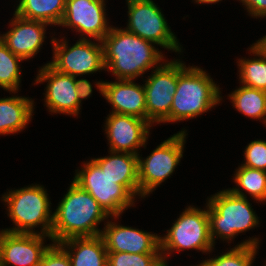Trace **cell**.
Returning <instances> with one entry per match:
<instances>
[{"label": "cell", "instance_id": "obj_1", "mask_svg": "<svg viewBox=\"0 0 266 266\" xmlns=\"http://www.w3.org/2000/svg\"><path fill=\"white\" fill-rule=\"evenodd\" d=\"M104 64L116 79L134 80L163 61V54L146 41L126 29L111 28L101 41Z\"/></svg>", "mask_w": 266, "mask_h": 266}, {"label": "cell", "instance_id": "obj_2", "mask_svg": "<svg viewBox=\"0 0 266 266\" xmlns=\"http://www.w3.org/2000/svg\"><path fill=\"white\" fill-rule=\"evenodd\" d=\"M108 217L99 203L73 181L53 213L51 240L60 243L72 237L99 236L97 225Z\"/></svg>", "mask_w": 266, "mask_h": 266}, {"label": "cell", "instance_id": "obj_3", "mask_svg": "<svg viewBox=\"0 0 266 266\" xmlns=\"http://www.w3.org/2000/svg\"><path fill=\"white\" fill-rule=\"evenodd\" d=\"M220 89L203 69L177 61V89L173 95L170 122L195 118L221 100Z\"/></svg>", "mask_w": 266, "mask_h": 266}, {"label": "cell", "instance_id": "obj_4", "mask_svg": "<svg viewBox=\"0 0 266 266\" xmlns=\"http://www.w3.org/2000/svg\"><path fill=\"white\" fill-rule=\"evenodd\" d=\"M2 198L8 206V216L16 226L4 231L38 234L33 228L42 224L40 234L51 237L53 214L51 215V203L44 187L38 184L11 190Z\"/></svg>", "mask_w": 266, "mask_h": 266}, {"label": "cell", "instance_id": "obj_5", "mask_svg": "<svg viewBox=\"0 0 266 266\" xmlns=\"http://www.w3.org/2000/svg\"><path fill=\"white\" fill-rule=\"evenodd\" d=\"M208 217L213 244L218 236L229 241L236 234L259 224L248 199L232 193L229 189L208 199Z\"/></svg>", "mask_w": 266, "mask_h": 266}, {"label": "cell", "instance_id": "obj_6", "mask_svg": "<svg viewBox=\"0 0 266 266\" xmlns=\"http://www.w3.org/2000/svg\"><path fill=\"white\" fill-rule=\"evenodd\" d=\"M206 207L207 210H199L188 206L171 229L167 230V235L160 237V250L166 266L168 265L165 259L166 255H170L169 251L180 252L185 249H196L202 252H211L214 245L210 236L208 203ZM164 254L166 255L164 256Z\"/></svg>", "mask_w": 266, "mask_h": 266}, {"label": "cell", "instance_id": "obj_7", "mask_svg": "<svg viewBox=\"0 0 266 266\" xmlns=\"http://www.w3.org/2000/svg\"><path fill=\"white\" fill-rule=\"evenodd\" d=\"M73 181L87 191L110 217L117 218L125 209L133 206L135 197L110 178L93 159L84 164Z\"/></svg>", "mask_w": 266, "mask_h": 266}, {"label": "cell", "instance_id": "obj_8", "mask_svg": "<svg viewBox=\"0 0 266 266\" xmlns=\"http://www.w3.org/2000/svg\"><path fill=\"white\" fill-rule=\"evenodd\" d=\"M186 131L164 140L153 152L142 159L138 155L139 196L145 197L166 180L183 157Z\"/></svg>", "mask_w": 266, "mask_h": 266}, {"label": "cell", "instance_id": "obj_9", "mask_svg": "<svg viewBox=\"0 0 266 266\" xmlns=\"http://www.w3.org/2000/svg\"><path fill=\"white\" fill-rule=\"evenodd\" d=\"M127 5L129 16L125 28L127 31L166 49L181 52L175 35L154 1L127 0Z\"/></svg>", "mask_w": 266, "mask_h": 266}, {"label": "cell", "instance_id": "obj_10", "mask_svg": "<svg viewBox=\"0 0 266 266\" xmlns=\"http://www.w3.org/2000/svg\"><path fill=\"white\" fill-rule=\"evenodd\" d=\"M81 36L72 47H68L66 40H51L54 56L49 64L58 72L77 77L105 69L101 41L100 44L93 43L82 34Z\"/></svg>", "mask_w": 266, "mask_h": 266}, {"label": "cell", "instance_id": "obj_11", "mask_svg": "<svg viewBox=\"0 0 266 266\" xmlns=\"http://www.w3.org/2000/svg\"><path fill=\"white\" fill-rule=\"evenodd\" d=\"M145 81L147 121L170 122L173 95L177 89V60L156 65V70Z\"/></svg>", "mask_w": 266, "mask_h": 266}, {"label": "cell", "instance_id": "obj_12", "mask_svg": "<svg viewBox=\"0 0 266 266\" xmlns=\"http://www.w3.org/2000/svg\"><path fill=\"white\" fill-rule=\"evenodd\" d=\"M105 5L104 0H66L60 26L74 28L76 32L102 41L112 28L107 24Z\"/></svg>", "mask_w": 266, "mask_h": 266}, {"label": "cell", "instance_id": "obj_13", "mask_svg": "<svg viewBox=\"0 0 266 266\" xmlns=\"http://www.w3.org/2000/svg\"><path fill=\"white\" fill-rule=\"evenodd\" d=\"M35 81L36 84L48 82L44 99L50 112L78 115L81 105L76 93V77L58 72L47 63Z\"/></svg>", "mask_w": 266, "mask_h": 266}, {"label": "cell", "instance_id": "obj_14", "mask_svg": "<svg viewBox=\"0 0 266 266\" xmlns=\"http://www.w3.org/2000/svg\"><path fill=\"white\" fill-rule=\"evenodd\" d=\"M105 127L110 151L139 155L137 150L145 147L151 124L132 115L110 113Z\"/></svg>", "mask_w": 266, "mask_h": 266}, {"label": "cell", "instance_id": "obj_15", "mask_svg": "<svg viewBox=\"0 0 266 266\" xmlns=\"http://www.w3.org/2000/svg\"><path fill=\"white\" fill-rule=\"evenodd\" d=\"M44 237L50 236L0 231L1 266H39L50 245L43 246Z\"/></svg>", "mask_w": 266, "mask_h": 266}, {"label": "cell", "instance_id": "obj_16", "mask_svg": "<svg viewBox=\"0 0 266 266\" xmlns=\"http://www.w3.org/2000/svg\"><path fill=\"white\" fill-rule=\"evenodd\" d=\"M100 236L107 252L161 253L160 236L115 222L108 221Z\"/></svg>", "mask_w": 266, "mask_h": 266}, {"label": "cell", "instance_id": "obj_17", "mask_svg": "<svg viewBox=\"0 0 266 266\" xmlns=\"http://www.w3.org/2000/svg\"><path fill=\"white\" fill-rule=\"evenodd\" d=\"M130 79H118L115 82H97L96 86L113 107L112 113L132 115L147 120L146 93Z\"/></svg>", "mask_w": 266, "mask_h": 266}, {"label": "cell", "instance_id": "obj_18", "mask_svg": "<svg viewBox=\"0 0 266 266\" xmlns=\"http://www.w3.org/2000/svg\"><path fill=\"white\" fill-rule=\"evenodd\" d=\"M45 22L28 20L14 13L12 29L0 36V40L16 56L23 60L35 56L41 48L45 37Z\"/></svg>", "mask_w": 266, "mask_h": 266}, {"label": "cell", "instance_id": "obj_19", "mask_svg": "<svg viewBox=\"0 0 266 266\" xmlns=\"http://www.w3.org/2000/svg\"><path fill=\"white\" fill-rule=\"evenodd\" d=\"M93 160L116 183L123 185L134 197L139 196L138 155L110 151L109 156Z\"/></svg>", "mask_w": 266, "mask_h": 266}, {"label": "cell", "instance_id": "obj_20", "mask_svg": "<svg viewBox=\"0 0 266 266\" xmlns=\"http://www.w3.org/2000/svg\"><path fill=\"white\" fill-rule=\"evenodd\" d=\"M58 244L67 252L72 266H107L108 252L100 235L72 237Z\"/></svg>", "mask_w": 266, "mask_h": 266}, {"label": "cell", "instance_id": "obj_21", "mask_svg": "<svg viewBox=\"0 0 266 266\" xmlns=\"http://www.w3.org/2000/svg\"><path fill=\"white\" fill-rule=\"evenodd\" d=\"M33 100L13 96L0 99V134H14L22 131L31 121Z\"/></svg>", "mask_w": 266, "mask_h": 266}, {"label": "cell", "instance_id": "obj_22", "mask_svg": "<svg viewBox=\"0 0 266 266\" xmlns=\"http://www.w3.org/2000/svg\"><path fill=\"white\" fill-rule=\"evenodd\" d=\"M66 0H20L15 13L28 20L60 25Z\"/></svg>", "mask_w": 266, "mask_h": 266}, {"label": "cell", "instance_id": "obj_23", "mask_svg": "<svg viewBox=\"0 0 266 266\" xmlns=\"http://www.w3.org/2000/svg\"><path fill=\"white\" fill-rule=\"evenodd\" d=\"M251 46L250 53L260 58L239 59L240 83L247 87L266 91V46L261 40Z\"/></svg>", "mask_w": 266, "mask_h": 266}, {"label": "cell", "instance_id": "obj_24", "mask_svg": "<svg viewBox=\"0 0 266 266\" xmlns=\"http://www.w3.org/2000/svg\"><path fill=\"white\" fill-rule=\"evenodd\" d=\"M229 97L233 107L243 115L252 119H262L266 123V91L242 85Z\"/></svg>", "mask_w": 266, "mask_h": 266}, {"label": "cell", "instance_id": "obj_25", "mask_svg": "<svg viewBox=\"0 0 266 266\" xmlns=\"http://www.w3.org/2000/svg\"><path fill=\"white\" fill-rule=\"evenodd\" d=\"M234 181L239 188L229 189L232 193L247 198L242 192L247 191L253 199L266 201V171L240 166L236 170ZM242 188V189H240Z\"/></svg>", "mask_w": 266, "mask_h": 266}, {"label": "cell", "instance_id": "obj_26", "mask_svg": "<svg viewBox=\"0 0 266 266\" xmlns=\"http://www.w3.org/2000/svg\"><path fill=\"white\" fill-rule=\"evenodd\" d=\"M258 244V238H250L226 253L213 259L204 260L196 266H251L259 247Z\"/></svg>", "mask_w": 266, "mask_h": 266}, {"label": "cell", "instance_id": "obj_27", "mask_svg": "<svg viewBox=\"0 0 266 266\" xmlns=\"http://www.w3.org/2000/svg\"><path fill=\"white\" fill-rule=\"evenodd\" d=\"M22 60L0 40V87L13 93L18 91L21 80L19 62Z\"/></svg>", "mask_w": 266, "mask_h": 266}, {"label": "cell", "instance_id": "obj_28", "mask_svg": "<svg viewBox=\"0 0 266 266\" xmlns=\"http://www.w3.org/2000/svg\"><path fill=\"white\" fill-rule=\"evenodd\" d=\"M107 266H166L161 253L108 252Z\"/></svg>", "mask_w": 266, "mask_h": 266}, {"label": "cell", "instance_id": "obj_29", "mask_svg": "<svg viewBox=\"0 0 266 266\" xmlns=\"http://www.w3.org/2000/svg\"><path fill=\"white\" fill-rule=\"evenodd\" d=\"M244 156L246 161L242 166L266 171V141L255 140L249 143Z\"/></svg>", "mask_w": 266, "mask_h": 266}, {"label": "cell", "instance_id": "obj_30", "mask_svg": "<svg viewBox=\"0 0 266 266\" xmlns=\"http://www.w3.org/2000/svg\"><path fill=\"white\" fill-rule=\"evenodd\" d=\"M39 266H72L67 252L58 244L49 246L41 258Z\"/></svg>", "mask_w": 266, "mask_h": 266}, {"label": "cell", "instance_id": "obj_31", "mask_svg": "<svg viewBox=\"0 0 266 266\" xmlns=\"http://www.w3.org/2000/svg\"><path fill=\"white\" fill-rule=\"evenodd\" d=\"M251 16L266 17V0H240Z\"/></svg>", "mask_w": 266, "mask_h": 266}, {"label": "cell", "instance_id": "obj_32", "mask_svg": "<svg viewBox=\"0 0 266 266\" xmlns=\"http://www.w3.org/2000/svg\"><path fill=\"white\" fill-rule=\"evenodd\" d=\"M92 91V85L87 79H76V93L80 104L81 100L87 99Z\"/></svg>", "mask_w": 266, "mask_h": 266}, {"label": "cell", "instance_id": "obj_33", "mask_svg": "<svg viewBox=\"0 0 266 266\" xmlns=\"http://www.w3.org/2000/svg\"><path fill=\"white\" fill-rule=\"evenodd\" d=\"M195 2H197V3H217V2H219V1H221V0H194Z\"/></svg>", "mask_w": 266, "mask_h": 266}, {"label": "cell", "instance_id": "obj_34", "mask_svg": "<svg viewBox=\"0 0 266 266\" xmlns=\"http://www.w3.org/2000/svg\"><path fill=\"white\" fill-rule=\"evenodd\" d=\"M260 40H261V42L266 46V36H265V37L263 36V38L260 39Z\"/></svg>", "mask_w": 266, "mask_h": 266}]
</instances>
